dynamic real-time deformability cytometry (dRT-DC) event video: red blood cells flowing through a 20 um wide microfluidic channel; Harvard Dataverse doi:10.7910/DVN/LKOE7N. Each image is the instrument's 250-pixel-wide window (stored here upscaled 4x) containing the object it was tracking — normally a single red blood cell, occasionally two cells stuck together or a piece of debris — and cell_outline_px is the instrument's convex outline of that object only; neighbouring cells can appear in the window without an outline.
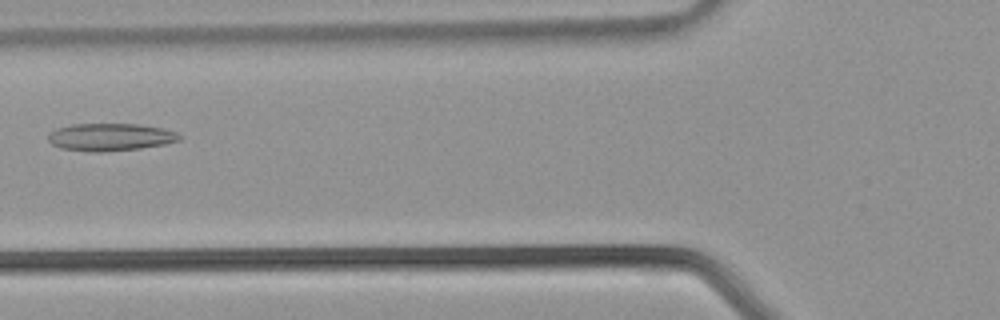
{"species": "common noctule bat (a hibernating species)", "species_latin": "Nyctalus noctula", "temperature_condition": "warm", "stored_images_in_passage": 29, "camera_frame_rate_fps": 3000, "um_per_image_px": 0.085, "animal": {"sex": "male", "body_mass_g": 21.5, "forearm_length_mm": 52.0}, "frame": {"image": 1, "passage_image": 5, "time_ms": 1.333, "image_size_px": [1000, 320], "cell_outline_px": [[184, 136], [180, 140], [164, 144], [140, 148], [100, 152], [92, 152], [60, 148], [52, 144], [48, 140], [48, 132], [56, 128], [72, 124], [140, 124], [164, 128], [176, 132]], "centroid_in_image_um": [9.38, 11.64], "position_along_channel_um": 116.4, "area_um2": 21.21}}
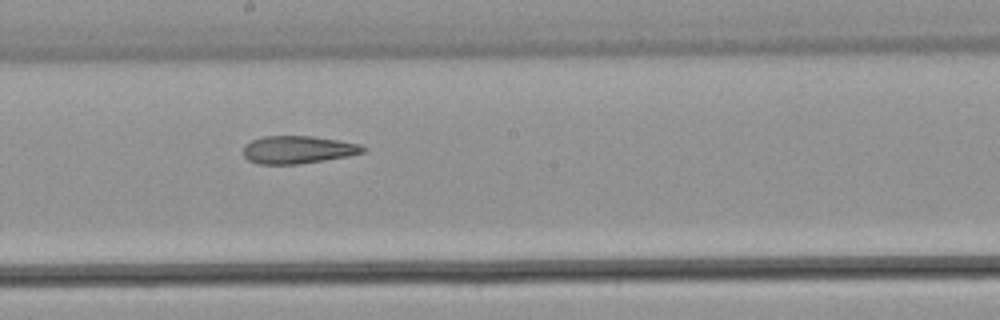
{"frame": {"image": 2, "passage_image": 11, "time_ms": 3.333, "image_size_px": [1000, 320], "cell_outline_px": [[368, 148], [364, 152], [348, 156], [324, 160], [296, 164], [260, 164], [248, 160], [244, 156], [244, 144], [252, 140], [264, 136], [312, 136], [340, 140], [360, 144]], "centroid_in_image_um": [25.34, 12.71], "position_along_channel_um": 222.9, "area_um2": 19.36}}
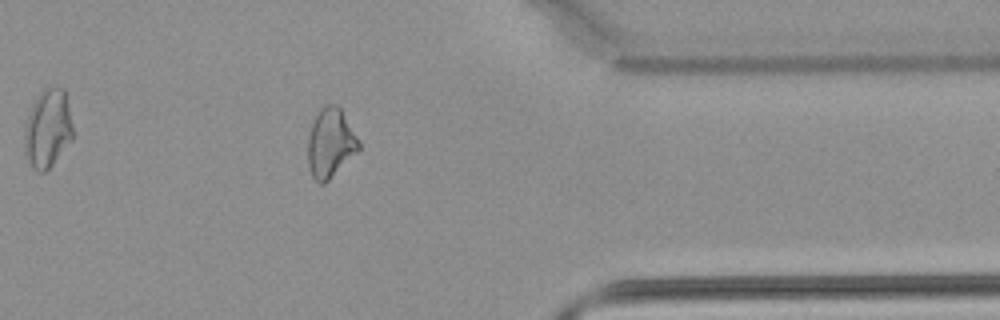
{"frame": {"image": 3, "passage_image": 21, "time_ms": 6.667, "image_size_px": [1000, 320], "cell_outline_px": [[360, 148], [324, 184], [320, 184], [312, 176], [308, 164], [308, 136], [312, 124], [320, 108], [324, 104], [336, 104], [340, 108], [356, 136], [360, 144]], "centroid_in_image_um": [28.06, 12.15], "position_along_channel_um": 383.3, "area_um2": 20.06}}